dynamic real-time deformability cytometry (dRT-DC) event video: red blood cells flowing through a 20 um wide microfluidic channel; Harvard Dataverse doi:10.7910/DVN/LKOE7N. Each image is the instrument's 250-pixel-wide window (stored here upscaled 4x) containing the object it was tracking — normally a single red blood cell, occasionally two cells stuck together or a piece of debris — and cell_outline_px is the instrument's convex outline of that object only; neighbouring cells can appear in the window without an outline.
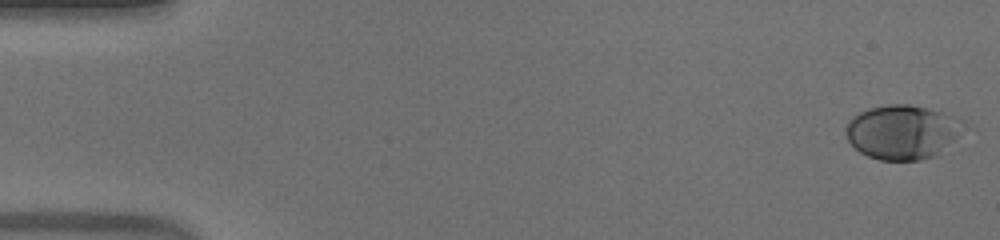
{"species": "human", "species_latin": "Homo sapiens", "temperature_condition": "warm", "stored_images_in_passage": 52, "camera_frame_rate_fps": 3000, "um_per_image_px": 0.085, "donor": {"sex": "male"}, "frame": {"image": 1, "passage_image": 1, "time_ms": 0.0, "image_size_px": [1000, 240], "cell_outline_px": [[976, 128], [936, 156], [920, 160], [880, 160], [868, 156], [860, 152], [848, 140], [844, 132], [844, 128], [848, 120], [852, 116], [868, 108], [888, 104], [908, 104], [956, 116], [968, 120]], "centroid_in_image_um": [76.88, 11.22], "position_along_channel_um": 8.1, "area_um2": 38.9}}
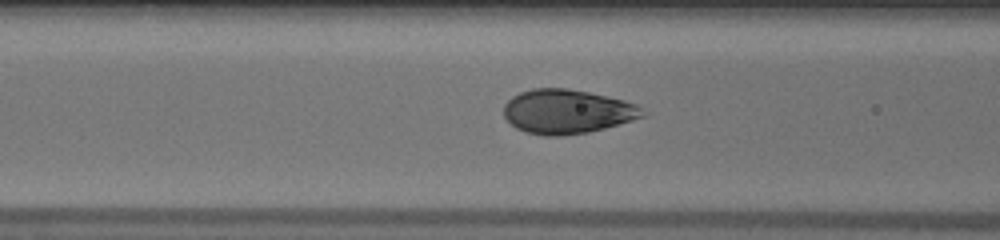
{"frame": {"image": 2, "passage_image": 21, "time_ms": 6.667, "image_size_px": [1000, 240], "cell_outline_px": [[648, 116], [604, 128], [588, 132], [560, 136], [544, 136], [528, 132], [516, 128], [504, 116], [504, 104], [512, 96], [520, 92], [532, 88], [568, 88], [588, 92], [624, 100], [636, 104]], "centroid_in_image_um": [48.2, 9.48], "position_along_channel_um": 118.4, "area_um2": 35.72}}
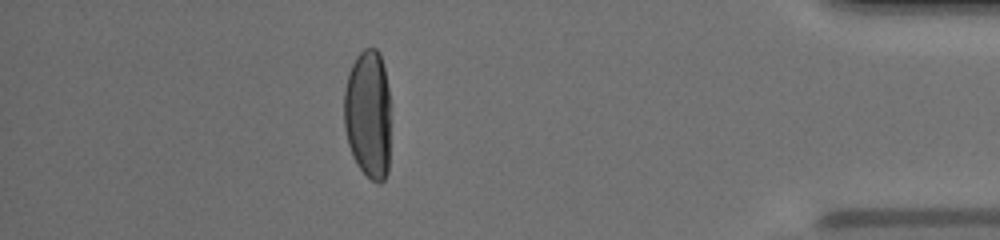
{"frame": {"image": 3, "passage_image": 46, "time_ms": 15.0, "image_size_px": [1000, 240], "cell_outline_px": [[388, 172], [384, 180], [380, 184], [376, 184], [356, 164], [352, 156], [348, 144], [344, 128], [344, 88], [348, 72], [356, 56], [364, 48], [376, 48], [380, 52], [384, 68], [388, 88]], "centroid_in_image_um": [31.26, 9.69], "position_along_channel_um": 403.9, "area_um2": 35.08}, "authors_computed_cell_mechanics": {"area_um2": 36.1828, "velocity_mm_per_s": 3.9545, "shape_relaxation_time_tau1_ms": 3.7246, "shape_relaxation_time_tau2_ms": null, "deformation_change_tau1": 0.1995, "deformation_change_tau2": null}}